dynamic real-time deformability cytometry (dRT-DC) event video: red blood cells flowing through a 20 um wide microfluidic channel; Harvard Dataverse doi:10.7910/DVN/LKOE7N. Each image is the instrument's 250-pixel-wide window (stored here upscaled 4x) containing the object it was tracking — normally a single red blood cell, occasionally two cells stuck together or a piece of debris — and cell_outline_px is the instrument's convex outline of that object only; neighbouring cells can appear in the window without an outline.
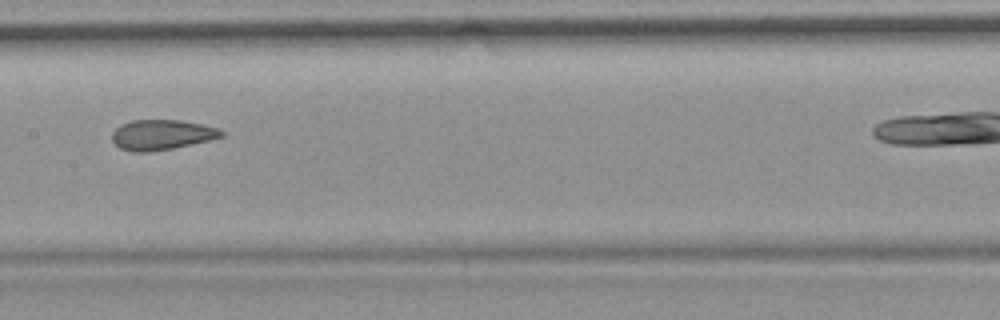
{"species": "common noctule bat (a hibernating species)", "species_latin": "Nyctalus noctula", "temperature_condition": "room temperature", "stored_images_in_passage": 9, "camera_frame_rate_fps": 3000, "um_per_image_px": 0.085, "animal": {"sex": "female", "body_mass_g": 19.9}, "frame": {"image": 1, "passage_image": 6, "time_ms": 6.0, "image_size_px": [1000, 320], "cell_outline_px": [[224, 136], [208, 140], [172, 148], [148, 152], [132, 152], [120, 148], [112, 140], [112, 132], [120, 124], [132, 120], [180, 120], [220, 128], [224, 132]], "centroid_in_image_um": [13.72, 11.45], "position_along_channel_um": 193.7, "area_um2": 19.13}}